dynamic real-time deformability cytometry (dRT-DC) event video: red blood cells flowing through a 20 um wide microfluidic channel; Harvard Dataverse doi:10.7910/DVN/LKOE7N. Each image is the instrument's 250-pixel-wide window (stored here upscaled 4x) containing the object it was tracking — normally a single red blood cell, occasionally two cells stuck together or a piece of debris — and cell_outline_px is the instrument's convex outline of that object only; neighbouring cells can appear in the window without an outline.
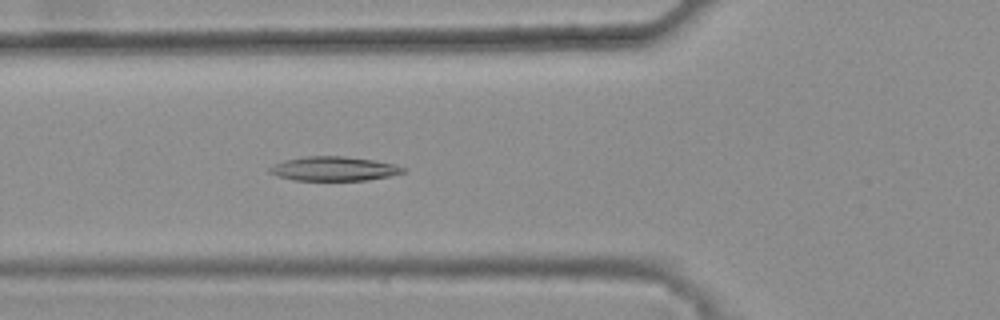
{"species": "common noctule bat (a hibernating species)", "species_latin": "Nyctalus noctula", "temperature_condition": "warm", "stored_images_in_passage": 45, "camera_frame_rate_fps": 3000, "um_per_image_px": 0.085, "animal": {"sex": "female", "body_mass_g": 25.1}, "frame": {"image": 1, "passage_image": 19, "time_ms": 6.0, "image_size_px": [1000, 320], "cell_outline_px": [[404, 172], [388, 176], [368, 180], [292, 180], [276, 176], [268, 172], [268, 168], [284, 160], [308, 156], [344, 156], [372, 160], [396, 164], [404, 168]], "centroid_in_image_um": [28.34, 14.34], "position_along_channel_um": 97.5, "area_um2": 18.73}}
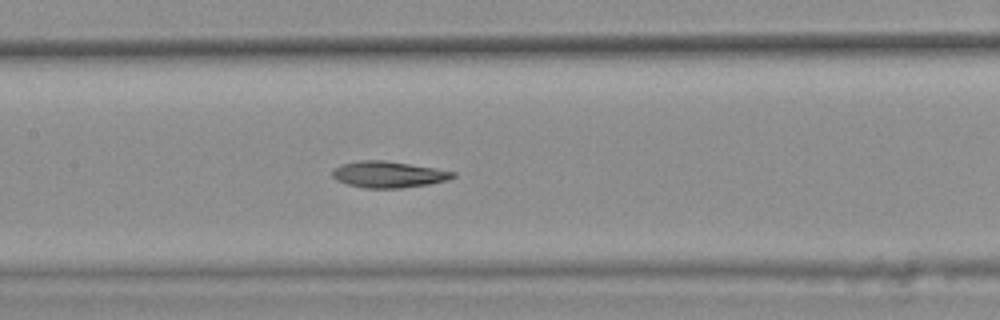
{"frame": {"image": 2, "passage_image": 25, "time_ms": 8.0, "image_size_px": [1000, 320], "cell_outline_px": [[456, 176], [448, 180], [428, 184], [400, 188], [364, 188], [348, 184], [336, 180], [332, 176], [332, 172], [340, 164], [356, 160], [384, 160], [456, 172]], "centroid_in_image_um": [32.99, 14.83], "position_along_channel_um": 174.4, "area_um2": 18.38}}
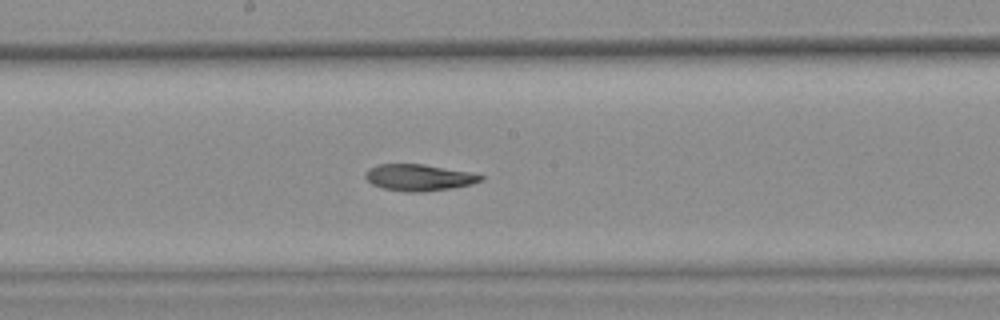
{"frame": {"image": 3, "passage_image": 28, "time_ms": 9.0, "image_size_px": [1000, 320], "cell_outline_px": [[484, 180], [472, 184], [452, 188], [424, 192], [404, 192], [380, 188], [372, 184], [364, 176], [364, 172], [380, 164], [424, 164], [472, 172], [484, 176]], "centroid_in_image_um": [35.63, 15.1], "position_along_channel_um": 212.6, "area_um2": 18.03}, "authors_computed_cell_mechanics": {"area_um2": 18.5538, "velocity_mm_per_s": 3.8403, "shape_relaxation_time_tau1_ms": null, "shape_relaxation_time_tau2_ms": 7.6372, "deformation_change_tau1": null, "deformation_change_tau2": 0.1755}}